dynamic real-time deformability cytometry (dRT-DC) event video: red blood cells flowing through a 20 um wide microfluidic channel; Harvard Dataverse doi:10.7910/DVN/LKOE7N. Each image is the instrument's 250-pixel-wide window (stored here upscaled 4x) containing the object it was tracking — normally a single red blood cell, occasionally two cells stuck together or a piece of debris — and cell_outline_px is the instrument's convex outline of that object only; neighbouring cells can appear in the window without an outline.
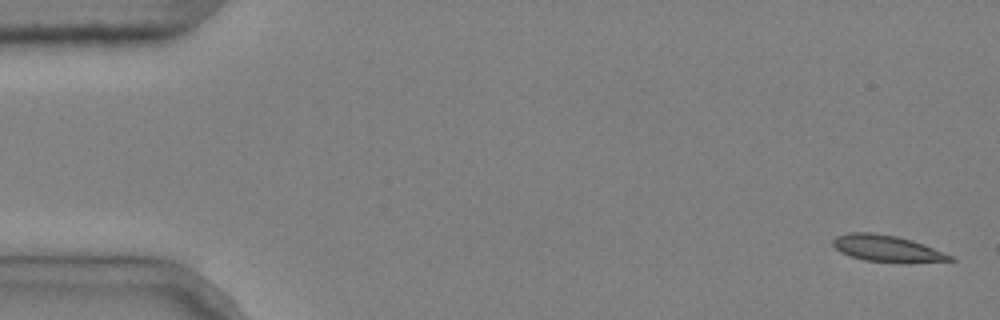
{"species": "common noctule bat (a hibernating species)", "species_latin": "Nyctalus noctula", "temperature_condition": "cold", "stored_images_in_passage": 6, "camera_frame_rate_fps": 3000, "um_per_image_px": 0.085, "animal": {"sex": "male", "body_mass_g": 20.4}, "frame": {"image": 1, "passage_image": 1, "time_ms": 0.0, "image_size_px": [1000, 320], "cell_outline_px": [[956, 260], [908, 264], [904, 264], [864, 260], [840, 252], [832, 244], [832, 240], [836, 236], [848, 232], [872, 232], [896, 236], [912, 240], [924, 244], [956, 256]], "centroid_in_image_um": [75.48, 21.14], "position_along_channel_um": 9.5, "area_um2": 18.67}}